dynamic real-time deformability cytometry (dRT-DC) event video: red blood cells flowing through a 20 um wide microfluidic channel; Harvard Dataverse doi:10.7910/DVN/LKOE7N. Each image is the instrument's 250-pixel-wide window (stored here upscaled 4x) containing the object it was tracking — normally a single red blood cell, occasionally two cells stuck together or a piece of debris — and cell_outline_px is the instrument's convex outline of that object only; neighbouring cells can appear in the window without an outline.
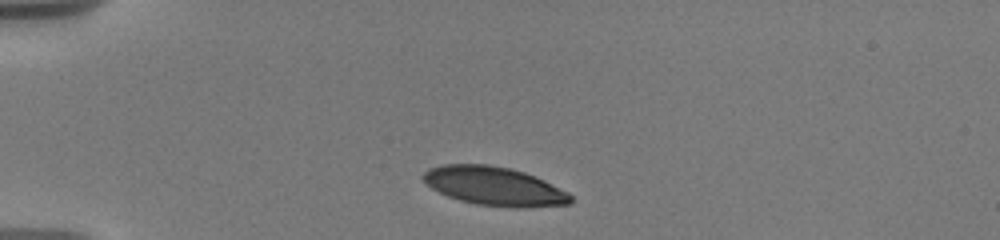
{"species": "human", "species_latin": "Homo sapiens", "temperature_condition": "warm", "stored_images_in_passage": 15, "camera_frame_rate_fps": 3000, "um_per_image_px": 0.085, "donor": {"sex": "male"}, "frame": {"image": 1, "passage_image": 1, "time_ms": 0.0, "image_size_px": [1000, 240], "cell_outline_px": [[572, 200], [568, 204], [524, 208], [516, 208], [476, 204], [460, 200], [448, 196], [432, 188], [420, 176], [428, 168], [444, 164], [488, 164], [508, 168], [524, 172], [536, 176], [568, 192], [572, 196]], "centroid_in_image_um": [42.02, 15.82], "position_along_channel_um": 43.0, "area_um2": 33.23}}
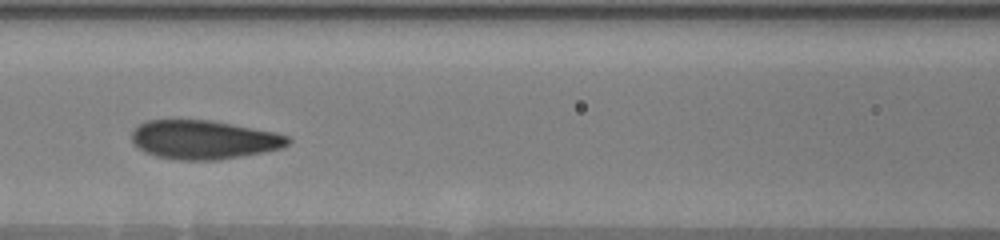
{"frame": {"image": 2, "passage_image": 7, "time_ms": 4.0, "image_size_px": [1000, 240], "cell_outline_px": [[292, 140], [288, 144], [280, 148], [240, 156], [216, 160], [180, 160], [156, 156], [144, 152], [132, 144], [132, 132], [140, 124], [148, 120], [212, 120], [276, 132], [288, 136]], "centroid_in_image_um": [17.3, 11.87], "position_along_channel_um": 149.3, "area_um2": 35.26}}
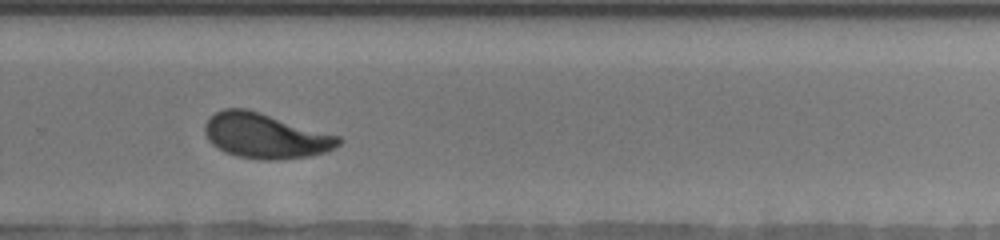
{"frame": {"image": 3, "passage_image": 14, "time_ms": 8.333, "image_size_px": [1000, 240], "cell_outline_px": [[344, 140], [340, 144], [324, 152], [308, 156], [276, 160], [260, 160], [236, 156], [224, 152], [212, 144], [208, 140], [204, 132], [204, 124], [216, 112], [224, 108], [244, 108], [260, 112], [340, 136]], "centroid_in_image_um": [22.54, 11.55], "position_along_channel_um": 307.3, "area_um2": 35.08}}